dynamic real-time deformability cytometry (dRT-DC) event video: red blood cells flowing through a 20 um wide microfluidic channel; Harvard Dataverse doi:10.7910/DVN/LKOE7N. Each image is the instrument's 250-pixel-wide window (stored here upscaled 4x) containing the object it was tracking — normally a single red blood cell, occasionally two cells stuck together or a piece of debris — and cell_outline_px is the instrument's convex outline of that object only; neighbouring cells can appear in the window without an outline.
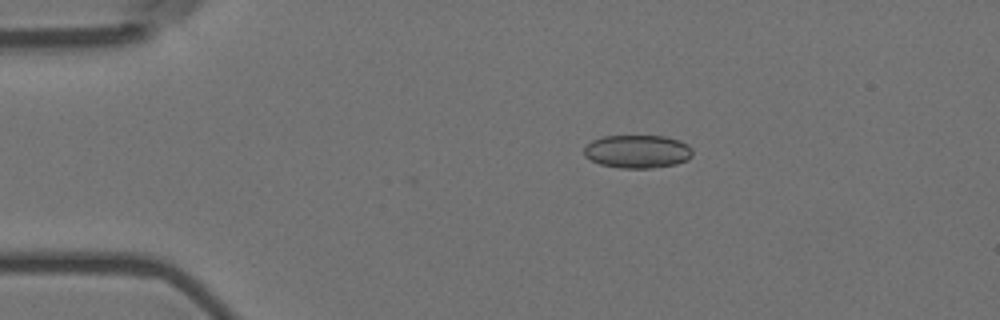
{"species": "Egyptian fruit bat (a non-hibernating species)", "species_latin": "Rousettus aegyptiacus", "temperature_condition": "room temperature", "stored_images_in_passage": 8, "camera_frame_rate_fps": 3000, "um_per_image_px": 0.085, "animal": {"sex": "female"}, "frame": {"image": 1, "passage_image": 8, "time_ms": 2.333, "image_size_px": [1000, 320], "cell_outline_px": [[692, 156], [688, 160], [676, 164], [648, 168], [620, 168], [600, 164], [584, 156], [584, 148], [592, 140], [604, 136], [664, 136], [680, 140], [688, 144], [692, 148]], "centroid_in_image_um": [54.21, 12.87], "position_along_channel_um": 30.8, "area_um2": 21.04}}